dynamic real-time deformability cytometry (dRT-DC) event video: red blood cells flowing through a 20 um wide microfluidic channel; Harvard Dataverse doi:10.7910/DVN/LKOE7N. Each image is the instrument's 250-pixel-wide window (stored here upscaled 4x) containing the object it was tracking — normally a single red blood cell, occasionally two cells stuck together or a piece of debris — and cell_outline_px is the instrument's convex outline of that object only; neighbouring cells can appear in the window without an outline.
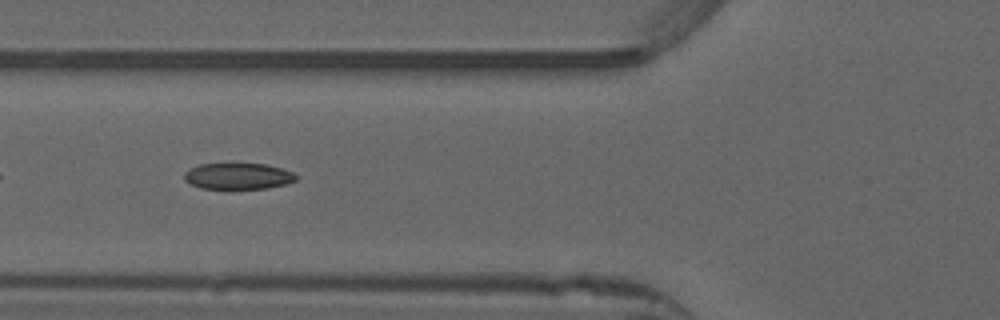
{"species": "common noctule bat (a hibernating species)", "species_latin": "Nyctalus noctula", "temperature_condition": "warm", "stored_images_in_passage": 27, "camera_frame_rate_fps": 3000, "um_per_image_px": 0.085, "animal": {"sex": "male", "forearm_length_mm": 52.5}, "frame": {"image": 1, "passage_image": 20, "time_ms": 6.333, "image_size_px": [1000, 320], "cell_outline_px": [[296, 180], [284, 184], [268, 188], [232, 192], [228, 192], [200, 188], [184, 180], [184, 172], [188, 168], [200, 164], [264, 164], [280, 168], [292, 172], [296, 176]], "centroid_in_image_um": [20.16, 15.03], "position_along_channel_um": 105.6, "area_um2": 17.86}}
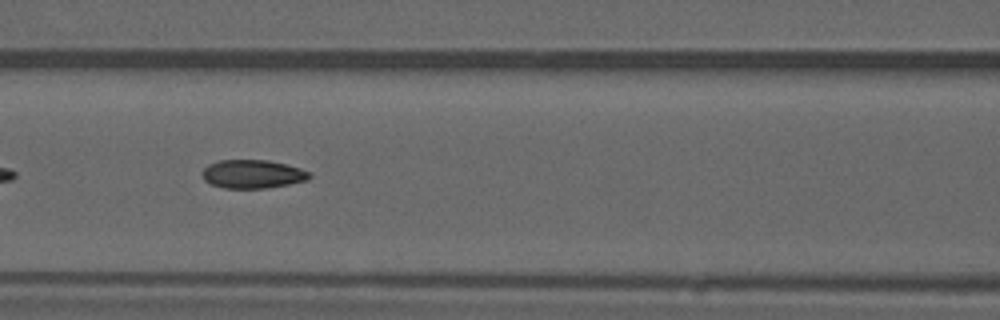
{"frame": {"image": 2, "passage_image": 23, "time_ms": 7.333, "image_size_px": [1000, 320], "cell_outline_px": [[312, 176], [308, 180], [288, 184], [264, 188], [224, 188], [212, 184], [204, 180], [200, 172], [208, 164], [220, 160], [268, 160], [300, 168], [308, 172]], "centroid_in_image_um": [21.44, 14.79], "position_along_channel_um": 145.2, "area_um2": 17.74}}